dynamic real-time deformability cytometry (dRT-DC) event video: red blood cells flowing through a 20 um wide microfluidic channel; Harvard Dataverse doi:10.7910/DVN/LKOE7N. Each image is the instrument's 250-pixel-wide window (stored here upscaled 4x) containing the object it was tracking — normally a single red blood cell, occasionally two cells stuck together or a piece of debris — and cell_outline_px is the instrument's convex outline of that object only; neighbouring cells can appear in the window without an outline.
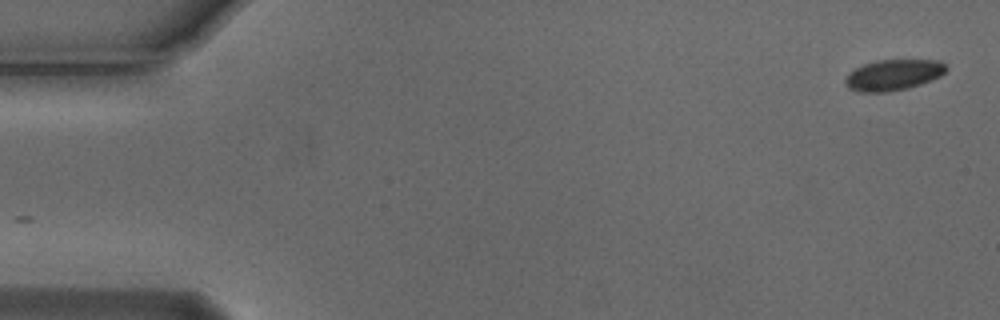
{"species": "Egyptian fruit bat (a non-hibernating species)", "species_latin": "Rousettus aegyptiacus", "temperature_condition": "cold", "stored_images_in_passage": 54, "camera_frame_rate_fps": 3000, "um_per_image_px": 0.085, "animal": {"sex": "male"}, "frame": {"image": 1, "passage_image": 1, "time_ms": 0.0, "image_size_px": [1000, 320], "cell_outline_px": [[948, 68], [940, 76], [932, 80], [908, 88], [888, 92], [860, 92], [848, 88], [844, 80], [848, 72], [864, 64], [876, 60], [940, 60]], "centroid_in_image_um": [75.92, 6.37], "position_along_channel_um": 9.1, "area_um2": 18.21}}
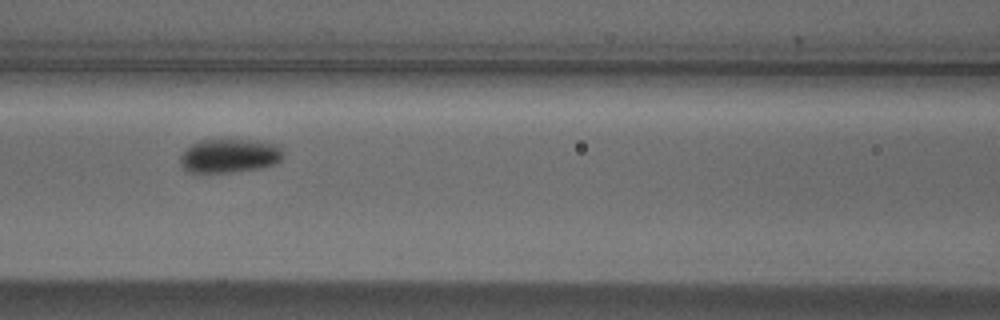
{"frame": {"image": 2, "passage_image": 23, "time_ms": 7.333, "image_size_px": [1000, 320], "cell_outline_px": [[284, 156], [276, 164], [260, 168], [228, 172], [188, 172], [180, 164], [180, 156], [184, 148], [200, 140], [224, 136], [280, 144], [284, 152]], "centroid_in_image_um": [19.52, 13.18], "position_along_channel_um": 147.1, "area_um2": 21.27}}
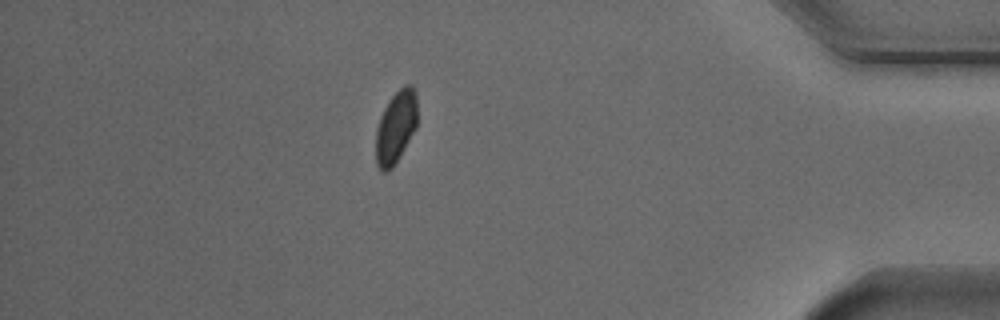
{"frame": {"image": 3, "passage_image": 47, "time_ms": 15.333, "image_size_px": [1000, 320], "cell_outline_px": [[416, 128], [400, 156], [392, 168], [388, 172], [380, 172], [376, 164], [376, 128], [380, 116], [388, 100], [404, 84], [412, 84], [416, 92]], "centroid_in_image_um": [33.63, 10.81], "position_along_channel_um": 401.6, "area_um2": 17.69}, "authors_computed_cell_mechanics": {"area_um2": 18.9584, "velocity_mm_per_s": 3.7381, "shape_relaxation_time_tau1_ms": 2.777, "shape_relaxation_time_tau2_ms": null, "deformation_change_tau1": 0.0821, "deformation_change_tau2": null}}